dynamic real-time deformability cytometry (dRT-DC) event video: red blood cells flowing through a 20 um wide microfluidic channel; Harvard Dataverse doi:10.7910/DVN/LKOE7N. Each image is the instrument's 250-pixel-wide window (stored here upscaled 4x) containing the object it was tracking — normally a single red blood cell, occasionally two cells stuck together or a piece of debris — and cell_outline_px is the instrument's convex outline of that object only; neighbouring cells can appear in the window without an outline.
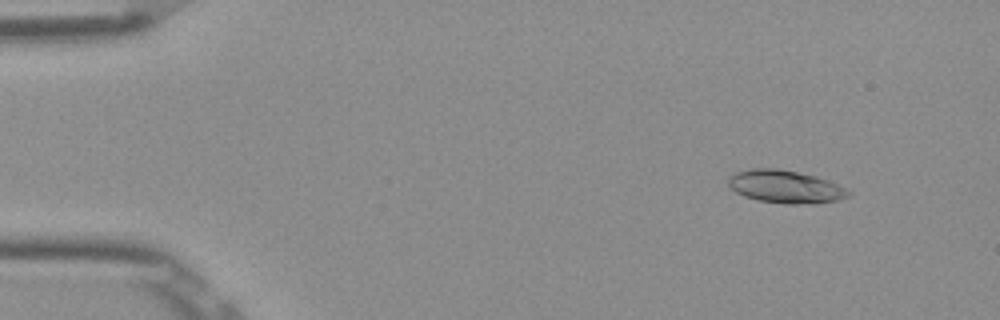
{"species": "Egyptian fruit bat (a non-hibernating species)", "species_latin": "Rousettus aegyptiacus", "temperature_condition": "room temperature", "stored_images_in_passage": 53, "camera_frame_rate_fps": 3000, "um_per_image_px": 0.085, "frame": {"image": 1, "passage_image": 6, "time_ms": 1.667, "image_size_px": [1000, 320], "cell_outline_px": [[852, 192], [848, 196], [836, 200], [812, 204], [788, 204], [760, 200], [744, 196], [736, 192], [728, 184], [728, 176], [736, 172], [752, 168], [776, 168], [816, 176], [828, 180]], "centroid_in_image_um": [66.74, 15.86], "position_along_channel_um": 18.3, "area_um2": 22.77}}
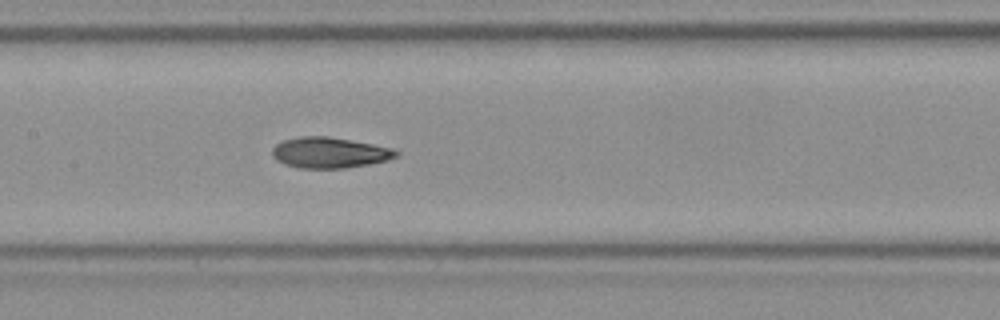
{"frame": {"image": 2, "passage_image": 26, "time_ms": 8.333, "image_size_px": [1000, 320], "cell_outline_px": [[400, 156], [388, 160], [368, 164], [344, 168], [300, 168], [284, 164], [276, 160], [272, 156], [272, 148], [280, 140], [300, 136], [328, 136], [396, 148], [400, 152]], "centroid_in_image_um": [28.03, 12.96], "position_along_channel_um": 179.4, "area_um2": 22.54}}
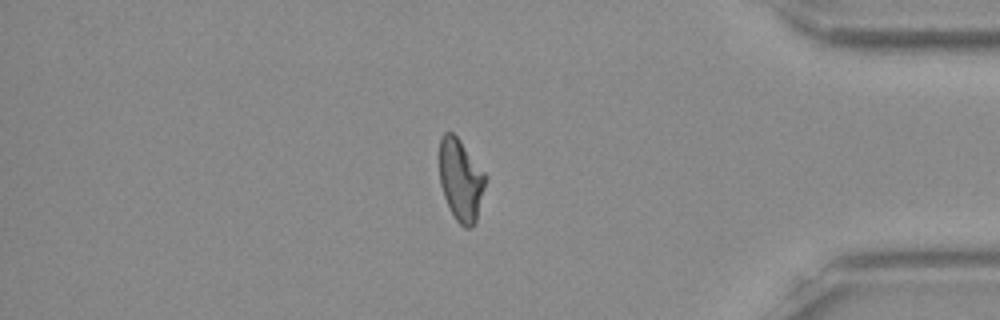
{"frame": {"image": 3, "passage_image": 45, "time_ms": 14.667, "image_size_px": [1000, 320], "cell_outline_px": [[488, 176], [476, 220], [472, 228], [464, 228], [456, 220], [444, 196], [440, 184], [440, 136], [444, 132], [452, 132], [460, 140]], "centroid_in_image_um": [39.18, 15.29], "position_along_channel_um": 396.0, "area_um2": 21.96}, "authors_computed_cell_mechanics": {"area_um2": 22.0796, "velocity_mm_per_s": 3.8952, "shape_relaxation_time_tau1_ms": null, "shape_relaxation_time_tau2_ms": 2.7173, "deformation_change_tau1": null, "deformation_change_tau2": 0.0986}}